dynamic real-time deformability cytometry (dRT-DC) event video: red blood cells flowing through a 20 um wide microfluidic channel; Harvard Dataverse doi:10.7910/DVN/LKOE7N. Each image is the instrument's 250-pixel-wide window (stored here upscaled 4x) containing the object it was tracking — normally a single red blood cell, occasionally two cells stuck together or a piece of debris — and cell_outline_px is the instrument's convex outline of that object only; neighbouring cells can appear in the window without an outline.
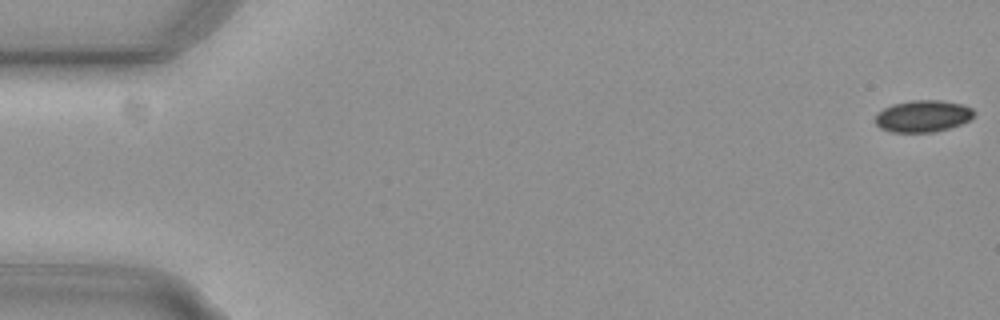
{"species": "common noctule bat (a hibernating species)", "species_latin": "Nyctalus noctula", "temperature_condition": "cold", "stored_images_in_passage": 10, "camera_frame_rate_fps": 3000, "um_per_image_px": 0.085, "animal": {"sex": "female", "body_mass_g": 29.2, "forearm_length_mm": 56.3}, "frame": {"image": 1, "passage_image": 1, "time_ms": 0.0, "image_size_px": [1000, 320], "cell_outline_px": [[976, 112], [968, 120], [960, 124], [948, 128], [932, 132], [892, 132], [880, 128], [876, 124], [876, 116], [884, 108], [892, 104], [912, 100], [940, 100], [964, 104], [972, 108]], "centroid_in_image_um": [78.46, 9.86], "position_along_channel_um": 6.5, "area_um2": 18.21}}